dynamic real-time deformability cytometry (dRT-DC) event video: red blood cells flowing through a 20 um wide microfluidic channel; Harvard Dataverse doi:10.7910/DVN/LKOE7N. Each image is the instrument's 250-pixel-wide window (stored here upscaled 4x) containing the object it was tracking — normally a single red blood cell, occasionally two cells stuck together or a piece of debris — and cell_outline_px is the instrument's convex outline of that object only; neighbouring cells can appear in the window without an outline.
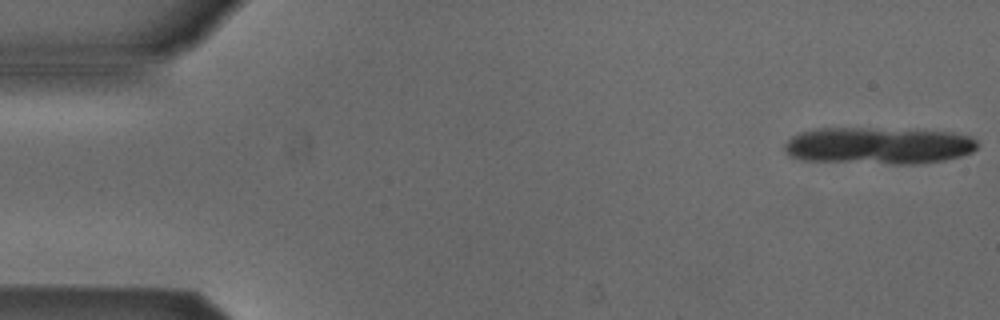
{"species": "Egyptian fruit bat (a non-hibernating species)", "species_latin": "Rousettus aegyptiacus", "temperature_condition": "cold", "stored_images_in_passage": 5, "camera_frame_rate_fps": 3000, "um_per_image_px": 0.085, "animal": {"sex": "male"}, "frame": {"image": 1, "passage_image": 1, "time_ms": 0.0, "image_size_px": [1000, 320], "cell_outline_px": [[976, 148], [972, 152], [960, 156], [944, 160], [916, 164], [892, 164], [804, 160], [792, 156], [784, 148], [784, 144], [792, 136], [800, 132], [816, 128], [864, 128], [952, 132], [972, 136], [976, 140]], "centroid_in_image_um": [74.67, 12.38], "position_along_channel_um": 10.3, "area_um2": 41.38}}